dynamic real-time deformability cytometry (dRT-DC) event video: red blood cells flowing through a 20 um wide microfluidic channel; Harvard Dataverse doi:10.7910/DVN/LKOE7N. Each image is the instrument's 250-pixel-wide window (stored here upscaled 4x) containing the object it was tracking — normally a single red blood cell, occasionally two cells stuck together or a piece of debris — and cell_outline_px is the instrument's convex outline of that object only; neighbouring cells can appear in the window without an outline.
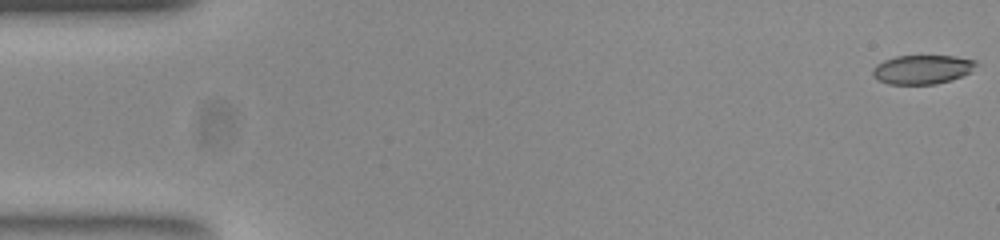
{"species": "common noctule bat (a hibernating species)", "species_latin": "Nyctalus noctula", "temperature_condition": "room temperature", "stored_images_in_passage": 53, "camera_frame_rate_fps": 3000, "um_per_image_px": 0.085, "animal": {"sex": "female", "body_mass_g": 23.0, "forearm_length_mm": 53.4}, "frame": {"image": 1, "passage_image": 1, "time_ms": 0.0, "image_size_px": [1000, 240], "cell_outline_px": [[976, 64], [972, 72], [952, 80], [936, 84], [888, 84], [876, 80], [872, 76], [872, 68], [876, 64], [884, 60], [896, 56], [956, 56], [976, 60]], "centroid_in_image_um": [78.37, 5.91], "position_along_channel_um": 6.6, "area_um2": 17.74}}
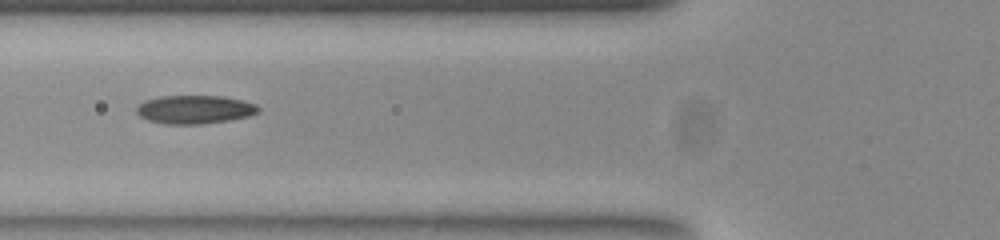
{"frame": {"image": 2, "passage_image": 20, "time_ms": 6.333, "image_size_px": [1000, 240], "cell_outline_px": [[260, 112], [248, 116], [228, 120], [200, 124], [164, 124], [148, 120], [140, 116], [136, 112], [136, 108], [144, 100], [160, 96], [224, 96], [244, 100], [256, 104], [260, 108]], "centroid_in_image_um": [16.56, 9.3], "position_along_channel_um": 109.2, "area_um2": 20.29}}
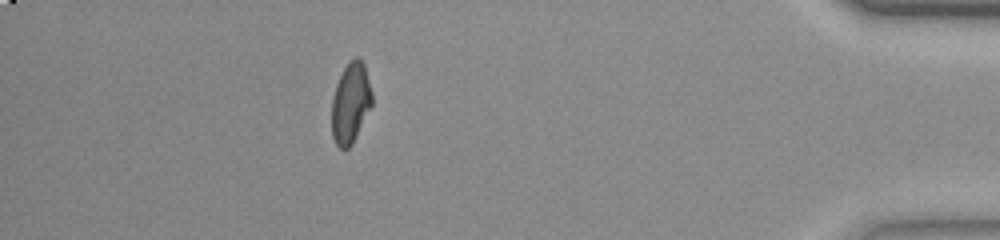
{"frame": {"image": 3, "passage_image": 47, "time_ms": 15.333, "image_size_px": [1000, 240], "cell_outline_px": [[372, 104], [352, 144], [344, 152], [336, 144], [332, 136], [332, 96], [336, 84], [348, 60], [356, 56], [360, 56], [364, 64], [372, 92]], "centroid_in_image_um": [29.79, 8.73], "position_along_channel_um": 405.4, "area_um2": 19.02}, "authors_computed_cell_mechanics": {"area_um2": 19.3052, "velocity_mm_per_s": 3.8854, "shape_relaxation_time_tau1_ms": null, "shape_relaxation_time_tau2_ms": 2.37, "deformation_change_tau1": null, "deformation_change_tau2": 0.0774}}